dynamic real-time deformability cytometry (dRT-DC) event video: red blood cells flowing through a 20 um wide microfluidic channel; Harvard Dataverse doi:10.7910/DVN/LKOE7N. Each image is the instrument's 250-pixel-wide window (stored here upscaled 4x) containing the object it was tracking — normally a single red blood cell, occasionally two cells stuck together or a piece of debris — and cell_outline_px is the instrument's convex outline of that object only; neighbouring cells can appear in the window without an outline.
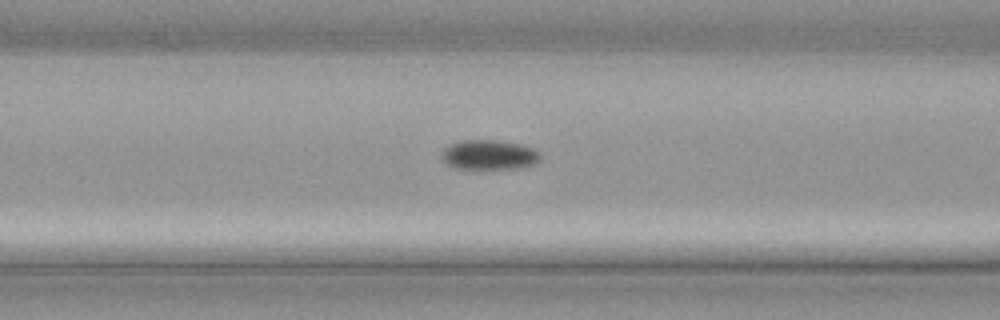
{"species": "common noctule bat (a hibernating species)", "species_latin": "Nyctalus noctula", "temperature_condition": "cold", "stored_images_in_passage": 13, "camera_frame_rate_fps": 3000, "um_per_image_px": 0.085, "animal": {"sex": "male", "body_mass_g": 21.5, "forearm_length_mm": 52.0}, "frame": {"image": 1, "passage_image": 11, "time_ms": 3.333, "image_size_px": [1000, 320], "cell_outline_px": [[540, 160], [532, 164], [516, 168], [456, 168], [448, 164], [440, 156], [440, 152], [448, 144], [460, 140], [496, 140], [520, 144], [532, 148], [540, 152]], "centroid_in_image_um": [41.53, 13.14], "position_along_channel_um": 125.1, "area_um2": 16.99}}